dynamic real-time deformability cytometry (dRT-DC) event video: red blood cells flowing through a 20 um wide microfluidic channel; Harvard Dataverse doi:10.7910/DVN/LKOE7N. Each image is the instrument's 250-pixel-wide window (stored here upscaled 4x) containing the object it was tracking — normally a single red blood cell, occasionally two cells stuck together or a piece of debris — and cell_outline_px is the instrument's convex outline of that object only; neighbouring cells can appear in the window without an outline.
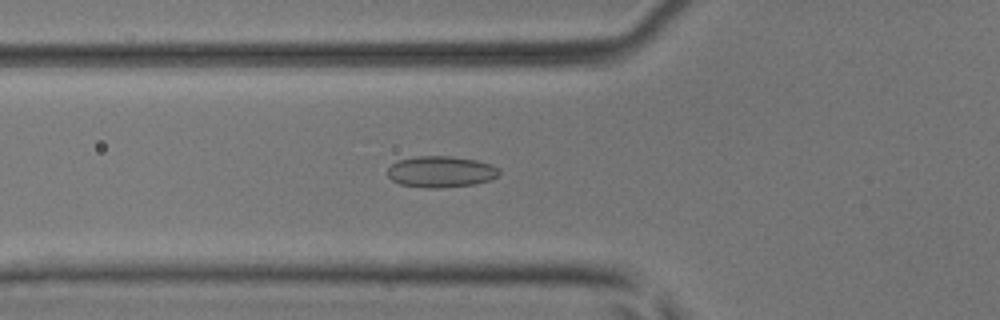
{"species": "common noctule bat (a hibernating species)", "species_latin": "Nyctalus noctula", "temperature_condition": "room temperature", "stored_images_in_passage": 47, "camera_frame_rate_fps": 3000, "um_per_image_px": 0.085, "animal": {"sex": "male", "body_mass_g": 17.9, "forearm_length_mm": 54.2}, "frame": {"image": 1, "passage_image": 18, "time_ms": 5.667, "image_size_px": [1000, 320], "cell_outline_px": [[500, 176], [476, 184], [440, 188], [424, 188], [400, 184], [392, 180], [388, 176], [388, 168], [396, 160], [416, 156], [452, 156], [476, 160], [500, 168]], "centroid_in_image_um": [37.47, 14.6], "position_along_channel_um": 88.3, "area_um2": 20.52}}
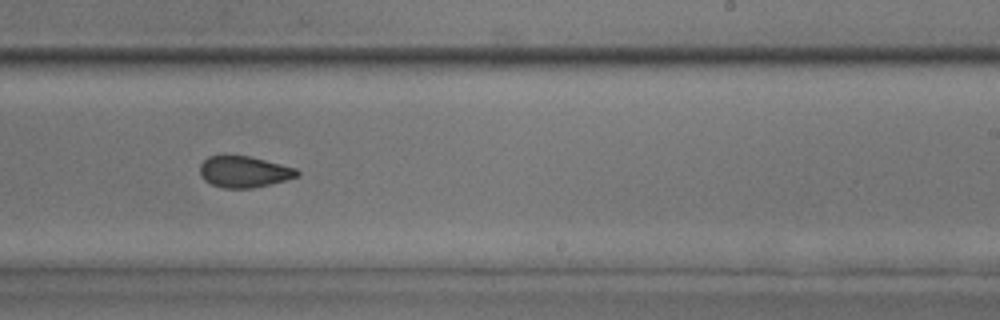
{"frame": {"image": 2, "passage_image": 31, "time_ms": 10.0, "image_size_px": [1000, 320], "cell_outline_px": [[300, 176], [252, 188], [224, 188], [212, 184], [204, 180], [200, 176], [200, 164], [208, 156], [248, 156], [296, 168], [300, 172]], "centroid_in_image_um": [20.73, 14.6], "position_along_channel_um": 268.3, "area_um2": 17.51}}
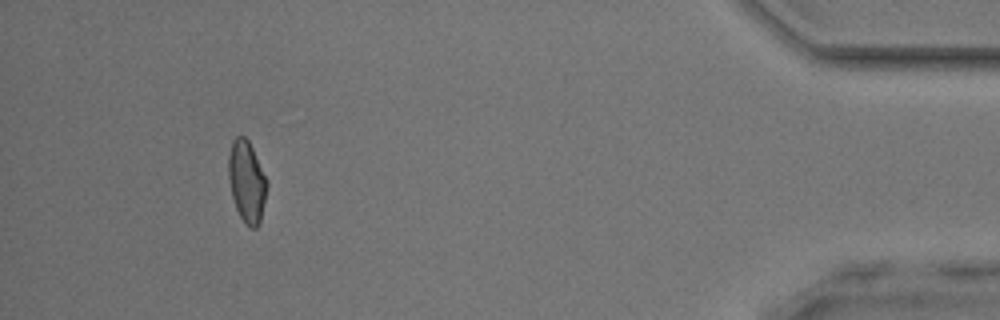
{"frame": {"image": 3, "passage_image": 46, "time_ms": 15.0, "image_size_px": [1000, 320], "cell_outline_px": [[268, 184], [260, 224], [256, 228], [252, 228], [240, 216], [236, 208], [232, 196], [228, 176], [228, 156], [232, 140], [236, 136], [244, 136], [248, 140], [268, 180]], "centroid_in_image_um": [20.98, 15.41], "position_along_channel_um": 414.2, "area_um2": 18.26}}